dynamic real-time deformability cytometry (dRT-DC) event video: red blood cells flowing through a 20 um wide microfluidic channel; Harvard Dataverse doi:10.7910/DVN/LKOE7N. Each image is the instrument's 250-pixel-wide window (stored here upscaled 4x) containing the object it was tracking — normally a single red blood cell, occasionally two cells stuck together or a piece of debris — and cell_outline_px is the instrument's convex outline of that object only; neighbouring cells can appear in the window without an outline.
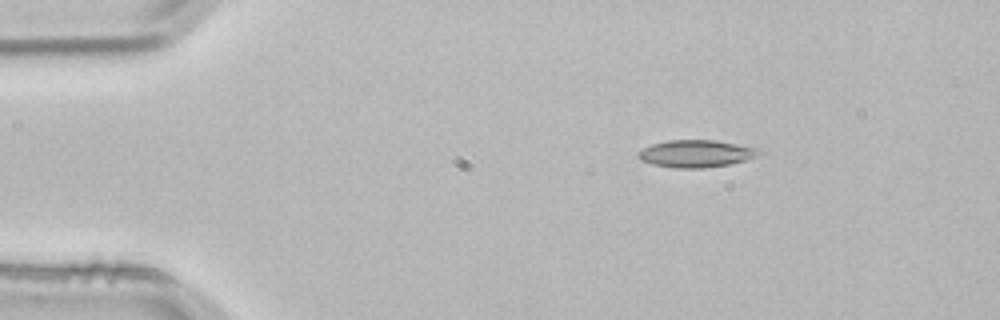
{"species": "common noctule bat (a hibernating species)", "species_latin": "Nyctalus noctula", "temperature_condition": "room temperature", "stored_images_in_passage": 2, "camera_frame_rate_fps": 3000, "um_per_image_px": 0.085, "animal": {"sex": "male", "body_mass_g": 21.5, "forearm_length_mm": 52.0}, "frame": {"image": 1, "passage_image": 1, "time_ms": 0.0, "image_size_px": [1000, 320], "cell_outline_px": [[764, 152], [756, 156], [744, 160], [728, 164], [704, 168], [672, 168], [652, 164], [640, 160], [636, 156], [636, 152], [652, 144], [668, 140], [716, 140], [756, 148]], "centroid_in_image_um": [59.11, 13.06], "position_along_channel_um": 25.9, "area_um2": 19.19}}